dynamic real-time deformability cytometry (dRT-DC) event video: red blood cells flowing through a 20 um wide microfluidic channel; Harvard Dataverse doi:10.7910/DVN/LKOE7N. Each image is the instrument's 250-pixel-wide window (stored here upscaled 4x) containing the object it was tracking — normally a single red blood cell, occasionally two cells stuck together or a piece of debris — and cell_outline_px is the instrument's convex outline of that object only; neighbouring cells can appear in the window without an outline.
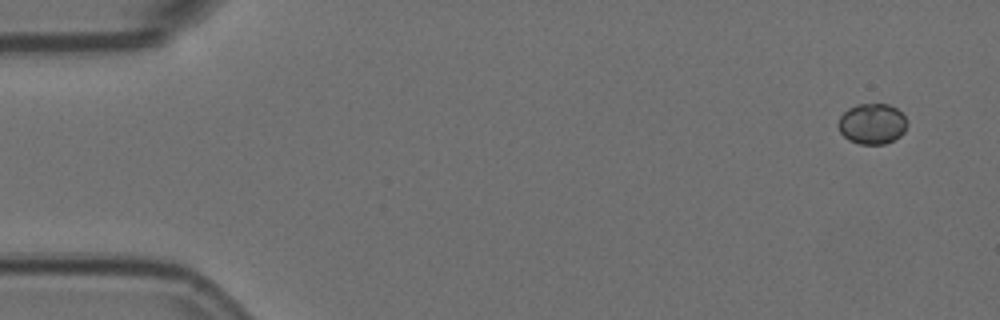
{"species": "Egyptian fruit bat (a non-hibernating species)", "species_latin": "Rousettus aegyptiacus", "temperature_condition": "room temperature", "stored_images_in_passage": 5, "camera_frame_rate_fps": 3000, "um_per_image_px": 0.085, "animal": {"sex": "female"}, "frame": {"image": 1, "passage_image": 1, "time_ms": 0.0, "image_size_px": [1000, 320], "cell_outline_px": [[908, 124], [904, 132], [900, 136], [884, 144], [860, 144], [848, 140], [840, 132], [836, 124], [840, 116], [848, 108], [856, 104], [888, 104], [896, 108], [904, 116]], "centroid_in_image_um": [74.11, 10.52], "position_along_channel_um": 10.9, "area_um2": 16.42}}